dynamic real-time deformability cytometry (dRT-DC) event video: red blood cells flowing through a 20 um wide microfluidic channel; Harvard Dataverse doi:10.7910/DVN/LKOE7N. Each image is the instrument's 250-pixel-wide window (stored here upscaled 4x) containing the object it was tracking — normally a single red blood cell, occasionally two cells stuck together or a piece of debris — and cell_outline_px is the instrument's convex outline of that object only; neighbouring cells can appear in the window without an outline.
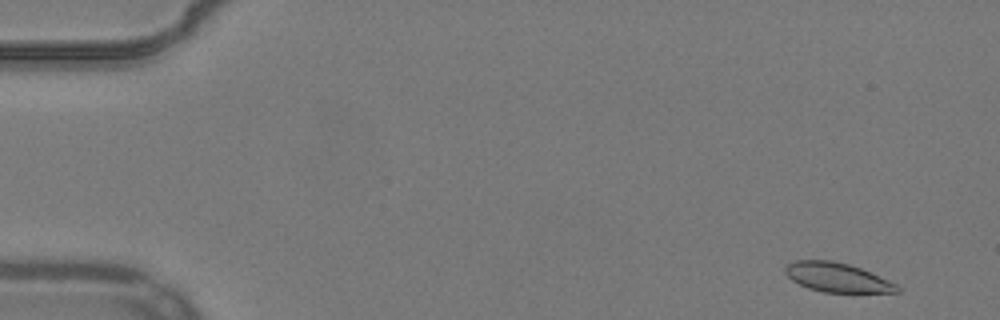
{"species": "common noctule bat (a hibernating species)", "species_latin": "Nyctalus noctula", "temperature_condition": "warm", "stored_images_in_passage": 52, "camera_frame_rate_fps": 3000, "um_per_image_px": 0.085, "animal": {"sex": "male", "body_mass_g": 19.2, "forearm_length_mm": 51.8}, "frame": {"image": 1, "passage_image": 2, "time_ms": 0.333, "image_size_px": [1000, 320], "cell_outline_px": [[900, 292], [824, 292], [808, 288], [792, 280], [784, 272], [784, 268], [788, 264], [796, 260], [832, 260], [848, 264], [860, 268], [896, 284], [900, 288]], "centroid_in_image_um": [71.12, 23.57], "position_along_channel_um": 13.9, "area_um2": 18.79}}
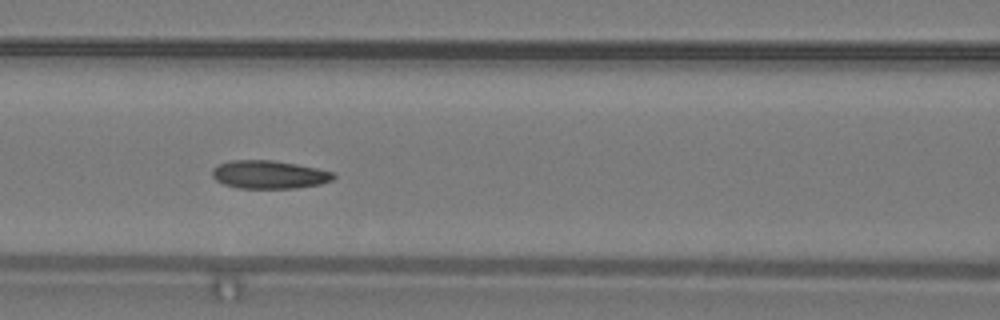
{"frame": {"image": 2, "passage_image": 22, "time_ms": 7.0, "image_size_px": [1000, 320], "cell_outline_px": [[336, 176], [332, 180], [320, 184], [296, 188], [240, 188], [224, 184], [216, 180], [212, 176], [212, 168], [216, 164], [228, 160], [272, 160], [296, 164], [336, 172]], "centroid_in_image_um": [22.86, 14.83], "position_along_channel_um": 143.7, "area_um2": 20.06}}
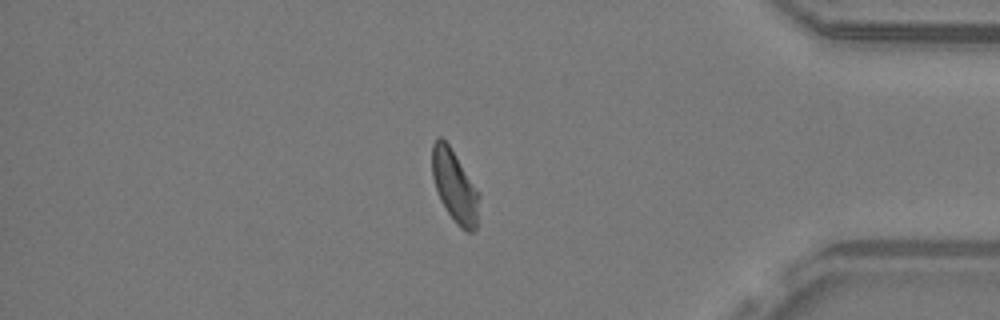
{"frame": {"image": 3, "passage_image": 44, "time_ms": 14.333, "image_size_px": [1000, 320], "cell_outline_px": [[480, 196], [476, 228], [472, 232], [468, 232], [460, 228], [456, 224], [440, 200], [432, 176], [432, 144], [440, 136], [448, 144], [480, 192]], "centroid_in_image_um": [38.66, 15.85], "position_along_channel_um": 396.5, "area_um2": 19.65}, "authors_computed_cell_mechanics": {"area_um2": 19.8543, "velocity_mm_per_s": 3.8768, "shape_relaxation_time_tau1_ms": 6.6442, "shape_relaxation_time_tau2_ms": 2.3859, "deformation_change_tau1": 0.1643, "deformation_change_tau2": 0.0853}}